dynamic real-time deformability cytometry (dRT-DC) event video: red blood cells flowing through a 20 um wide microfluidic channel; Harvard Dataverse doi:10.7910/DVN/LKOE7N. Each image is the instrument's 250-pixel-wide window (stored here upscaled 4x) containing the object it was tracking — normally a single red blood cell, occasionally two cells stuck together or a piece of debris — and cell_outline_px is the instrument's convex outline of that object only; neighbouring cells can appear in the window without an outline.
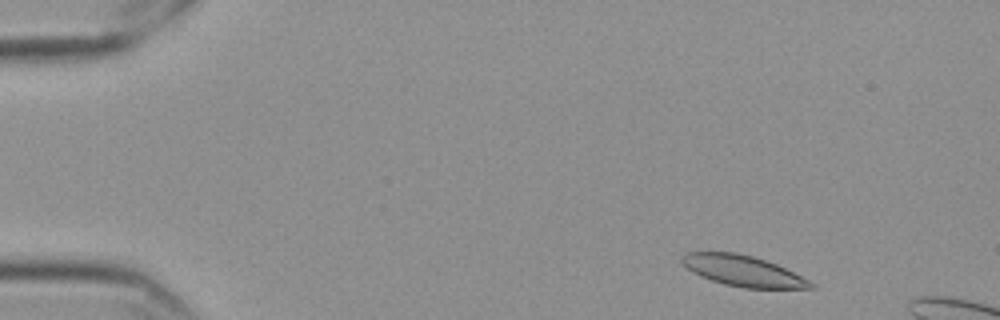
{"species": "Egyptian fruit bat (a non-hibernating species)", "species_latin": "Rousettus aegyptiacus", "temperature_condition": "cold", "stored_images_in_passage": 13, "camera_frame_rate_fps": 3000, "um_per_image_px": 0.085, "frame": {"image": 1, "passage_image": 3, "time_ms": 0.667, "image_size_px": [1000, 320], "cell_outline_px": [[816, 288], [744, 288], [724, 284], [700, 276], [692, 272], [680, 260], [680, 256], [688, 252], [736, 252], [752, 256], [776, 264], [816, 284]], "centroid_in_image_um": [63.13, 23.02], "position_along_channel_um": 21.9, "area_um2": 22.89}}